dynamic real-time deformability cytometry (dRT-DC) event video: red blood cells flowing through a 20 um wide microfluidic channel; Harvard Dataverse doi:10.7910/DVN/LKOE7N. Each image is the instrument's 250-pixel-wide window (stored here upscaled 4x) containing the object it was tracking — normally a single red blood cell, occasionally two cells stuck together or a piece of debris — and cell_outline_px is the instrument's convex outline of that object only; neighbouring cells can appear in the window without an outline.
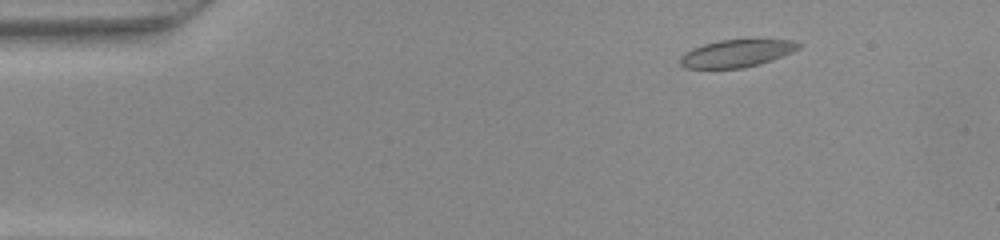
{"species": "common noctule bat (a hibernating species)", "species_latin": "Nyctalus noctula", "temperature_condition": "warm", "stored_images_in_passage": 44, "camera_frame_rate_fps": 3000, "um_per_image_px": 0.085, "animal": {"sex": "female", "body_mass_g": 22.0, "forearm_length_mm": 56.7}, "frame": {"image": 1, "passage_image": 2, "time_ms": 0.333, "image_size_px": [1000, 240], "cell_outline_px": [[804, 44], [800, 48], [792, 52], [772, 60], [760, 64], [744, 68], [684, 68], [680, 64], [680, 56], [684, 52], [692, 48], [704, 44], [720, 40], [792, 40]], "centroid_in_image_um": [62.61, 4.54], "position_along_channel_um": 22.4, "area_um2": 18.96}}
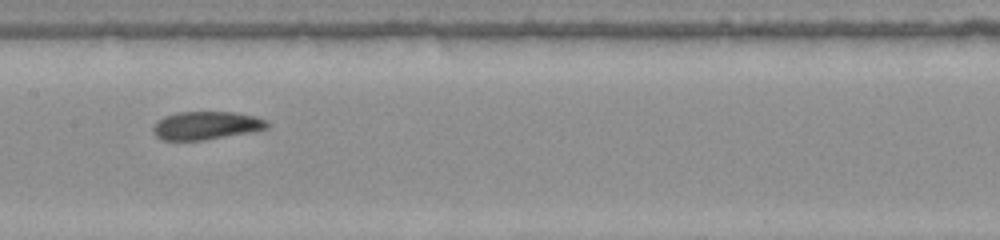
{"frame": {"image": 2, "passage_image": 20, "time_ms": 6.333, "image_size_px": [1000, 240], "cell_outline_px": [[268, 128], [248, 132], [204, 140], [164, 140], [156, 136], [152, 128], [164, 116], [176, 112], [236, 112], [256, 116], [268, 120]], "centroid_in_image_um": [17.55, 10.65], "position_along_channel_um": 189.9, "area_um2": 18.55}}
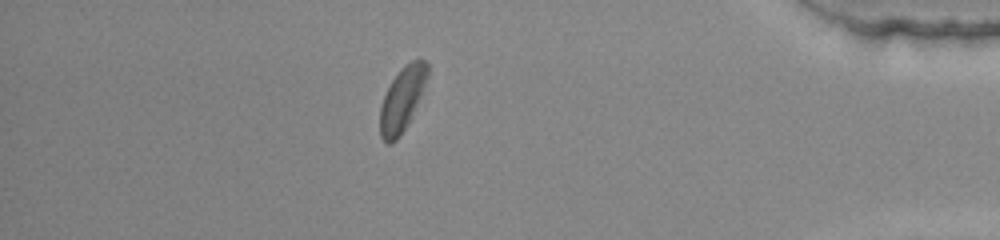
{"frame": {"image": 3, "passage_image": 38, "time_ms": 12.333, "image_size_px": [1000, 240], "cell_outline_px": [[428, 76], [420, 96], [408, 124], [400, 136], [392, 144], [388, 144], [380, 136], [380, 108], [384, 96], [392, 80], [412, 60], [424, 60], [428, 64]], "centroid_in_image_um": [34.17, 8.49], "position_along_channel_um": 401.0, "area_um2": 17.22}}